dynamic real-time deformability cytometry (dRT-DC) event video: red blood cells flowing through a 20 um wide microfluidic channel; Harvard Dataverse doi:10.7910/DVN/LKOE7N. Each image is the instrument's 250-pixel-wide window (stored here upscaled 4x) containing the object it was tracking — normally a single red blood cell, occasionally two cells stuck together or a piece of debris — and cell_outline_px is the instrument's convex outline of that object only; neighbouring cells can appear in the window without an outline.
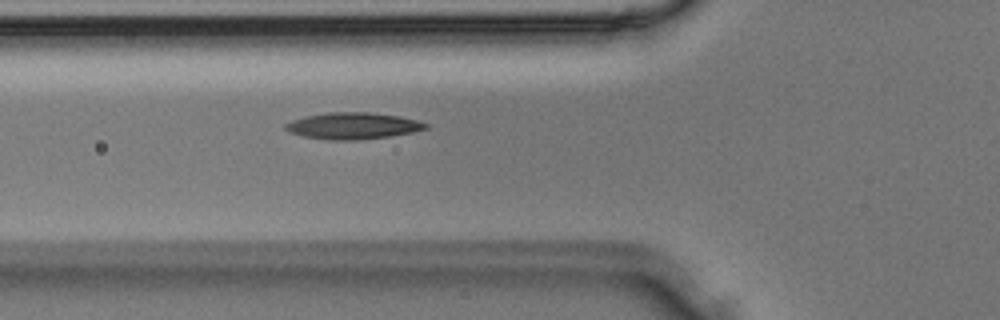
{"species": "Egyptian fruit bat (a non-hibernating species)", "species_latin": "Rousettus aegyptiacus", "temperature_condition": "room temperature", "stored_images_in_passage": 27, "camera_frame_rate_fps": 3000, "um_per_image_px": 0.085, "animal": {"sex": "male"}, "frame": {"image": 1, "passage_image": 3, "time_ms": 0.667, "image_size_px": [1000, 320], "cell_outline_px": [[428, 128], [412, 132], [388, 136], [356, 140], [328, 140], [304, 136], [288, 132], [284, 128], [284, 124], [292, 120], [308, 116], [328, 112], [368, 112], [400, 116], [416, 120], [428, 124]], "centroid_in_image_um": [29.97, 10.69], "position_along_channel_um": 95.8, "area_um2": 21.56}}
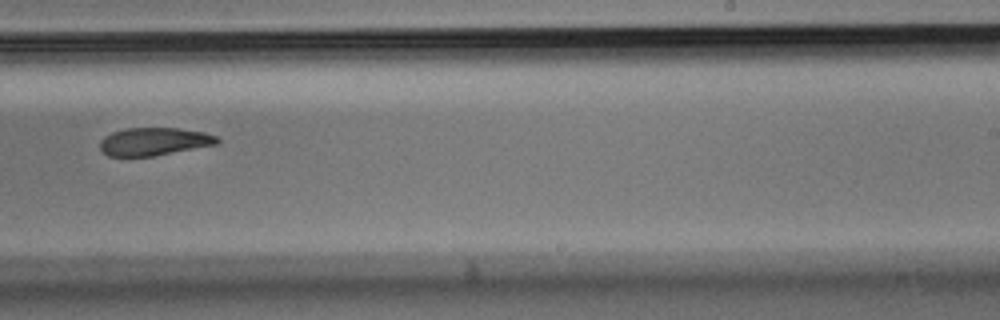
{"frame": {"image": 2, "passage_image": 13, "time_ms": 4.0, "image_size_px": [1000, 320], "cell_outline_px": [[220, 140], [216, 144], [152, 156], [108, 156], [100, 148], [100, 140], [104, 136], [112, 132], [128, 128], [176, 128], [204, 132], [216, 136]], "centroid_in_image_um": [13.06, 12.02], "position_along_channel_um": 275.9, "area_um2": 18.79}}
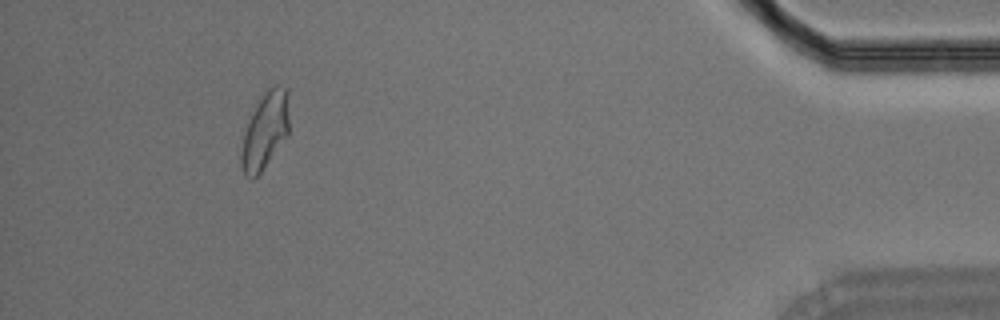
{"frame": {"image": 3, "passage_image": 24, "time_ms": 7.667, "image_size_px": [1000, 320], "cell_outline_px": [[288, 136], [260, 172], [252, 180], [244, 176], [240, 168], [240, 156], [244, 132], [248, 120], [252, 112], [264, 92], [268, 88], [276, 84], [288, 88]], "centroid_in_image_um": [22.52, 11.12], "position_along_channel_um": 412.7, "area_um2": 21.56}}